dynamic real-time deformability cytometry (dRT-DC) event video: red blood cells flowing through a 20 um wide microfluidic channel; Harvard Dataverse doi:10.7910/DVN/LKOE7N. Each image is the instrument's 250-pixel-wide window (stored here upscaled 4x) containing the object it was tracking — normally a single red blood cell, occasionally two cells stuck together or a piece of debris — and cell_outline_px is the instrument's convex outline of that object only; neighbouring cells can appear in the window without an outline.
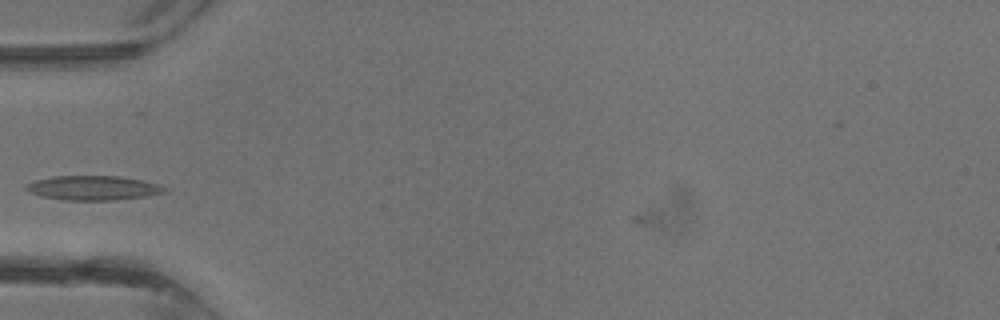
{"species": "common noctule bat (a hibernating species)", "species_latin": "Nyctalus noctula", "temperature_condition": "warm", "stored_images_in_passage": 30, "camera_frame_rate_fps": 3000, "um_per_image_px": 0.085, "animal": {"sex": "male", "body_mass_g": 13.3}, "frame": {"image": 1, "passage_image": 5, "time_ms": 1.333, "image_size_px": [1000, 320], "cell_outline_px": [[168, 192], [148, 196], [112, 200], [64, 200], [44, 196], [28, 192], [24, 188], [28, 184], [36, 180], [52, 176], [120, 176], [140, 180], [156, 184], [168, 188]], "centroid_in_image_um": [7.94, 15.97], "position_along_channel_um": 77.1, "area_um2": 19.59}}
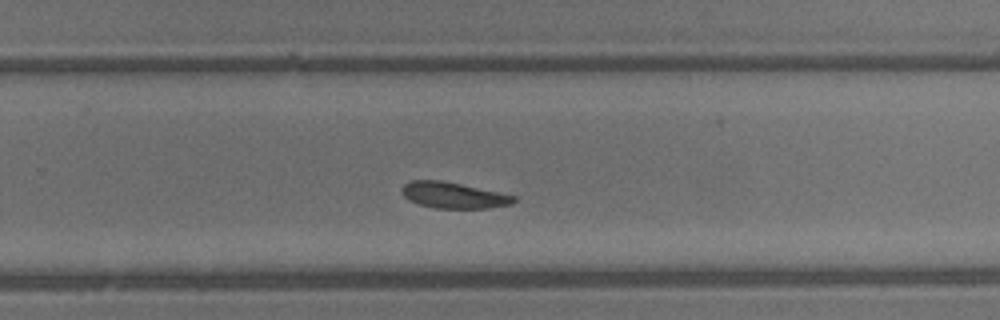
{"frame": {"image": 2, "passage_image": 17, "time_ms": 5.333, "image_size_px": [1000, 320], "cell_outline_px": [[516, 200], [512, 204], [488, 208], [436, 208], [420, 204], [408, 200], [404, 196], [400, 188], [404, 184], [412, 180], [440, 180], [460, 184], [516, 196]], "centroid_in_image_um": [38.52, 16.6], "position_along_channel_um": 291.3, "area_um2": 16.82}}
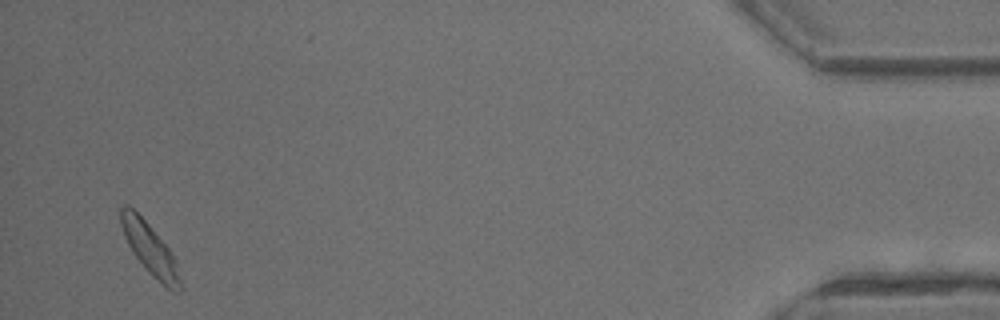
{"frame": {"image": 3, "passage_image": 29, "time_ms": 9.333, "image_size_px": [1000, 320], "cell_outline_px": [[184, 288], [176, 292], [172, 292], [152, 276], [132, 252], [124, 236], [120, 224], [120, 208], [124, 204], [128, 204], [148, 224], [168, 248], [176, 260], [184, 284]], "centroid_in_image_um": [12.78, 21.22], "position_along_channel_um": 422.4, "area_um2": 17.86}}